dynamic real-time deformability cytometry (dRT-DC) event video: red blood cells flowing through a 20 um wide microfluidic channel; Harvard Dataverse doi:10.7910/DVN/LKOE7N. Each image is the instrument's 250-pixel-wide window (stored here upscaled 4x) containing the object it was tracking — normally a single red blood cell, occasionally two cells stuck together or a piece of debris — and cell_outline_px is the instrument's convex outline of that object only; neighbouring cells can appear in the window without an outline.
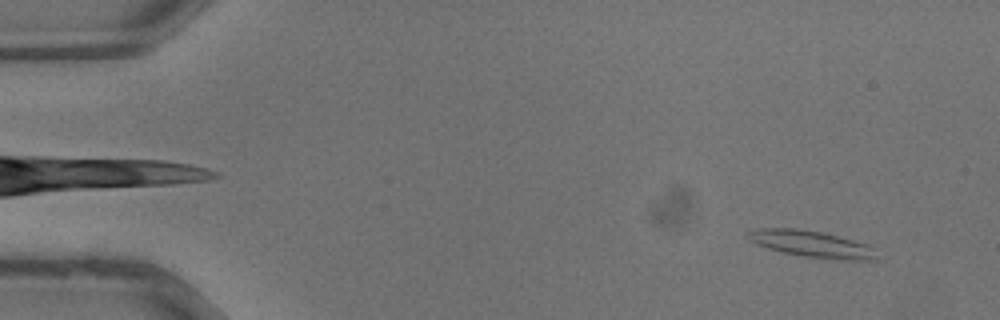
{"species": "common noctule bat (a hibernating species)", "species_latin": "Nyctalus noctula", "temperature_condition": "warm", "stored_images_in_passage": 13, "camera_frame_rate_fps": 3000, "um_per_image_px": 0.085, "animal": {"sex": "male", "body_mass_g": 13.3}, "frame": {"image": 1, "passage_image": 4, "time_ms": 1.0, "image_size_px": [1000, 320], "cell_outline_px": [[880, 260], [840, 260], [804, 256], [784, 252], [768, 248], [756, 244], [748, 240], [744, 236], [744, 232], [760, 228], [796, 228], [820, 232], [868, 244]], "centroid_in_image_um": [68.93, 20.74], "position_along_channel_um": 16.1, "area_um2": 19.88}}
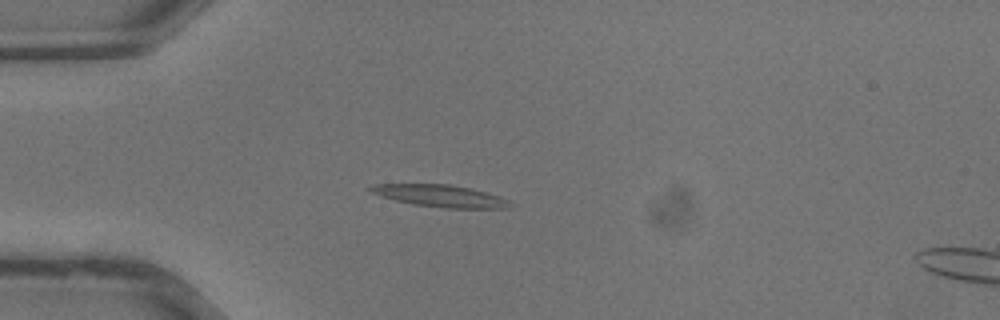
{"frame": {"image": 2, "passage_image": 11, "time_ms": 3.333, "image_size_px": [1000, 320], "cell_outline_px": [[512, 204], [504, 208], [448, 208], [412, 204], [396, 200], [372, 192], [368, 188], [376, 184], [448, 184], [472, 188], [508, 200]], "centroid_in_image_um": [37.43, 16.64], "position_along_channel_um": 47.6, "area_um2": 17.46}}